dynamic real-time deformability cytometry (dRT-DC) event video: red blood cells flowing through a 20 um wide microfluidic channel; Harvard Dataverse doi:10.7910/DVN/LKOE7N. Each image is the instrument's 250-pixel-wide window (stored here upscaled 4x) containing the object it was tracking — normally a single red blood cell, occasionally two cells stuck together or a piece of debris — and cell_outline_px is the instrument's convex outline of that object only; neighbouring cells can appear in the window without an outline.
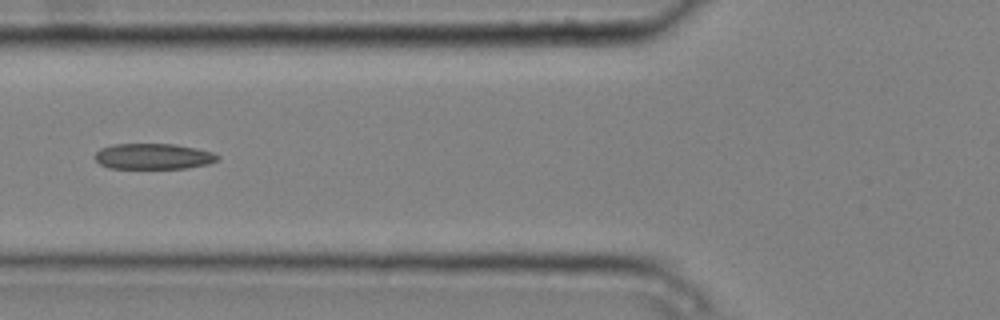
{"species": "common noctule bat (a hibernating species)", "species_latin": "Nyctalus noctula", "temperature_condition": "cold", "stored_images_in_passage": 5, "camera_frame_rate_fps": 3000, "um_per_image_px": 0.085, "animal": {"sex": "male", "body_mass_g": 20.4}, "frame": {"image": 1, "passage_image": 5, "time_ms": 1.333, "image_size_px": [1000, 320], "cell_outline_px": [[220, 160], [208, 164], [188, 168], [108, 168], [100, 164], [96, 160], [96, 152], [100, 148], [112, 144], [176, 144], [196, 148], [212, 152], [220, 156]], "centroid_in_image_um": [13.06, 13.29], "position_along_channel_um": 112.7, "area_um2": 18.5}}